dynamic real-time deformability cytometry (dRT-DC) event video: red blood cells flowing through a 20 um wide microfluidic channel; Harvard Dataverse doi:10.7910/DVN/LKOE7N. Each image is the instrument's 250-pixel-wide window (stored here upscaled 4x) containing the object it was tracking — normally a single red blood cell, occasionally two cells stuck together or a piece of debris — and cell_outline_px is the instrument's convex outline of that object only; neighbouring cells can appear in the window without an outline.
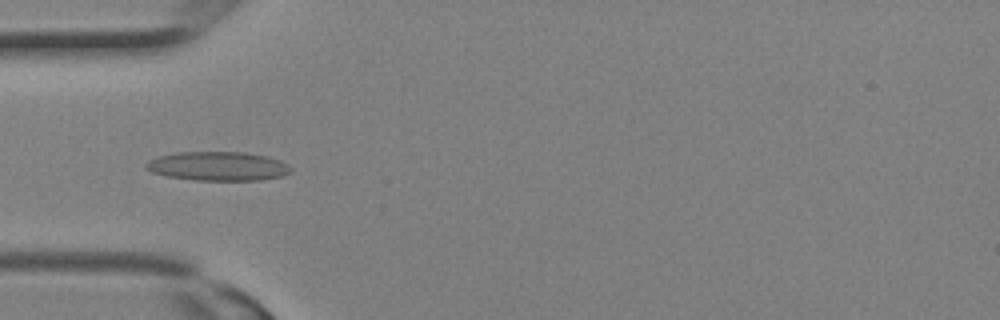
{"species": "Egyptian fruit bat (a non-hibernating species)", "species_latin": "Rousettus aegyptiacus", "temperature_condition": "room temperature", "stored_images_in_passage": 6, "camera_frame_rate_fps": 3000, "um_per_image_px": 0.085, "animal": {"sex": "female"}, "frame": {"image": 1, "passage_image": 3, "time_ms": 0.667, "image_size_px": [1000, 320], "cell_outline_px": [[292, 168], [288, 172], [280, 176], [264, 180], [192, 180], [168, 176], [152, 172], [144, 168], [144, 164], [148, 160], [160, 156], [176, 152], [244, 152], [268, 156], [280, 160], [288, 164]], "centroid_in_image_um": [18.51, 14.12], "position_along_channel_um": 66.5, "area_um2": 24.57}}
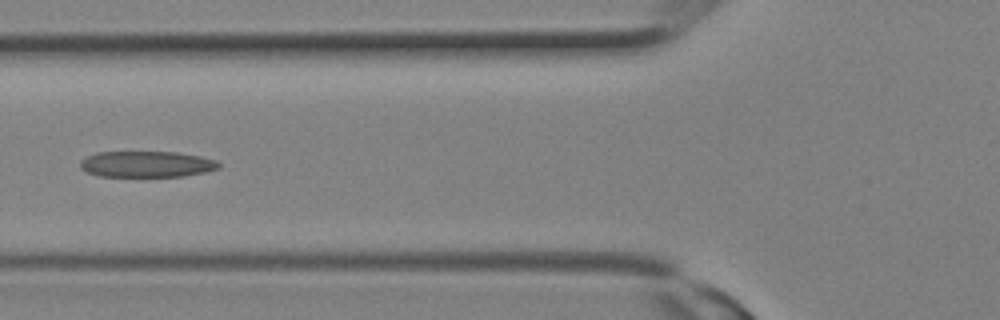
{"frame": {"image": 2, "passage_image": 5, "time_ms": 1.333, "image_size_px": [1000, 320], "cell_outline_px": [[220, 168], [204, 172], [184, 176], [100, 176], [88, 172], [80, 168], [80, 160], [96, 152], [176, 152], [200, 156], [216, 160], [220, 164]], "centroid_in_image_um": [12.47, 13.95], "position_along_channel_um": 113.3, "area_um2": 20.98}}